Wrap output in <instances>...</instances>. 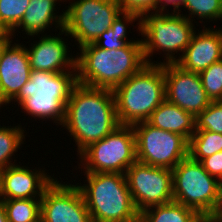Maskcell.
<instances>
[{"label": "cell", "mask_w": 222, "mask_h": 222, "mask_svg": "<svg viewBox=\"0 0 222 222\" xmlns=\"http://www.w3.org/2000/svg\"><path fill=\"white\" fill-rule=\"evenodd\" d=\"M119 126L113 90L75 85L66 104L62 127L75 140L78 155Z\"/></svg>", "instance_id": "cell-1"}, {"label": "cell", "mask_w": 222, "mask_h": 222, "mask_svg": "<svg viewBox=\"0 0 222 222\" xmlns=\"http://www.w3.org/2000/svg\"><path fill=\"white\" fill-rule=\"evenodd\" d=\"M79 50L77 83L90 87L114 90L146 65L142 42L128 43L117 50L102 49L90 43Z\"/></svg>", "instance_id": "cell-2"}, {"label": "cell", "mask_w": 222, "mask_h": 222, "mask_svg": "<svg viewBox=\"0 0 222 222\" xmlns=\"http://www.w3.org/2000/svg\"><path fill=\"white\" fill-rule=\"evenodd\" d=\"M77 84V72L53 73L31 70L30 79L10 101L34 119H54L62 125L67 101Z\"/></svg>", "instance_id": "cell-3"}, {"label": "cell", "mask_w": 222, "mask_h": 222, "mask_svg": "<svg viewBox=\"0 0 222 222\" xmlns=\"http://www.w3.org/2000/svg\"><path fill=\"white\" fill-rule=\"evenodd\" d=\"M120 125L146 122L165 100L163 64H146L114 90Z\"/></svg>", "instance_id": "cell-4"}, {"label": "cell", "mask_w": 222, "mask_h": 222, "mask_svg": "<svg viewBox=\"0 0 222 222\" xmlns=\"http://www.w3.org/2000/svg\"><path fill=\"white\" fill-rule=\"evenodd\" d=\"M80 189L92 222H139L125 174L85 173Z\"/></svg>", "instance_id": "cell-5"}, {"label": "cell", "mask_w": 222, "mask_h": 222, "mask_svg": "<svg viewBox=\"0 0 222 222\" xmlns=\"http://www.w3.org/2000/svg\"><path fill=\"white\" fill-rule=\"evenodd\" d=\"M183 15L174 10L172 14L169 12L166 14L161 10L146 12L141 16V35L144 37L142 48L146 64L176 63L178 58H181L196 31L193 29L192 21ZM159 50L166 55V61L154 63L150 56L152 57L153 53ZM177 52L179 57L174 56ZM180 52H182L181 56Z\"/></svg>", "instance_id": "cell-6"}, {"label": "cell", "mask_w": 222, "mask_h": 222, "mask_svg": "<svg viewBox=\"0 0 222 222\" xmlns=\"http://www.w3.org/2000/svg\"><path fill=\"white\" fill-rule=\"evenodd\" d=\"M173 201L208 219L222 200V183L189 156L172 169Z\"/></svg>", "instance_id": "cell-7"}, {"label": "cell", "mask_w": 222, "mask_h": 222, "mask_svg": "<svg viewBox=\"0 0 222 222\" xmlns=\"http://www.w3.org/2000/svg\"><path fill=\"white\" fill-rule=\"evenodd\" d=\"M79 158L81 166L84 165V173L125 174L137 161L133 127L120 125L112 133L87 147Z\"/></svg>", "instance_id": "cell-8"}, {"label": "cell", "mask_w": 222, "mask_h": 222, "mask_svg": "<svg viewBox=\"0 0 222 222\" xmlns=\"http://www.w3.org/2000/svg\"><path fill=\"white\" fill-rule=\"evenodd\" d=\"M65 10L64 29L79 44L94 43L121 11L116 0H77Z\"/></svg>", "instance_id": "cell-9"}, {"label": "cell", "mask_w": 222, "mask_h": 222, "mask_svg": "<svg viewBox=\"0 0 222 222\" xmlns=\"http://www.w3.org/2000/svg\"><path fill=\"white\" fill-rule=\"evenodd\" d=\"M137 161L173 169L188 157L189 141L180 134L155 128L147 122L132 125Z\"/></svg>", "instance_id": "cell-10"}, {"label": "cell", "mask_w": 222, "mask_h": 222, "mask_svg": "<svg viewBox=\"0 0 222 222\" xmlns=\"http://www.w3.org/2000/svg\"><path fill=\"white\" fill-rule=\"evenodd\" d=\"M136 210L173 201L172 169L134 162L125 173Z\"/></svg>", "instance_id": "cell-11"}, {"label": "cell", "mask_w": 222, "mask_h": 222, "mask_svg": "<svg viewBox=\"0 0 222 222\" xmlns=\"http://www.w3.org/2000/svg\"><path fill=\"white\" fill-rule=\"evenodd\" d=\"M40 222H92L77 184L55 181L41 198Z\"/></svg>", "instance_id": "cell-12"}, {"label": "cell", "mask_w": 222, "mask_h": 222, "mask_svg": "<svg viewBox=\"0 0 222 222\" xmlns=\"http://www.w3.org/2000/svg\"><path fill=\"white\" fill-rule=\"evenodd\" d=\"M165 99L196 117L212 102L202 86L199 73L182 69L176 63L163 64Z\"/></svg>", "instance_id": "cell-13"}, {"label": "cell", "mask_w": 222, "mask_h": 222, "mask_svg": "<svg viewBox=\"0 0 222 222\" xmlns=\"http://www.w3.org/2000/svg\"><path fill=\"white\" fill-rule=\"evenodd\" d=\"M28 168L14 164L0 170V200L42 198L55 179L45 170Z\"/></svg>", "instance_id": "cell-14"}, {"label": "cell", "mask_w": 222, "mask_h": 222, "mask_svg": "<svg viewBox=\"0 0 222 222\" xmlns=\"http://www.w3.org/2000/svg\"><path fill=\"white\" fill-rule=\"evenodd\" d=\"M4 48L0 59V104L6 105L30 79L31 67L25 45L12 44Z\"/></svg>", "instance_id": "cell-15"}, {"label": "cell", "mask_w": 222, "mask_h": 222, "mask_svg": "<svg viewBox=\"0 0 222 222\" xmlns=\"http://www.w3.org/2000/svg\"><path fill=\"white\" fill-rule=\"evenodd\" d=\"M58 36L44 35L33 44L30 49L26 47L31 70H42L53 73L77 72L76 56L70 57L68 45L60 35L67 33L63 28ZM72 71H70V70Z\"/></svg>", "instance_id": "cell-16"}, {"label": "cell", "mask_w": 222, "mask_h": 222, "mask_svg": "<svg viewBox=\"0 0 222 222\" xmlns=\"http://www.w3.org/2000/svg\"><path fill=\"white\" fill-rule=\"evenodd\" d=\"M222 59V31L205 28L192 35L190 44L176 62L182 69L200 73Z\"/></svg>", "instance_id": "cell-17"}, {"label": "cell", "mask_w": 222, "mask_h": 222, "mask_svg": "<svg viewBox=\"0 0 222 222\" xmlns=\"http://www.w3.org/2000/svg\"><path fill=\"white\" fill-rule=\"evenodd\" d=\"M57 1L59 0H30L20 23L9 34L14 37L15 30L22 27V31L26 32L25 34L31 37L39 36L38 33H43L51 24L56 25L55 27L60 30L63 29L65 12L56 15L57 13L54 11H56Z\"/></svg>", "instance_id": "cell-18"}, {"label": "cell", "mask_w": 222, "mask_h": 222, "mask_svg": "<svg viewBox=\"0 0 222 222\" xmlns=\"http://www.w3.org/2000/svg\"><path fill=\"white\" fill-rule=\"evenodd\" d=\"M146 122L155 128L180 134L188 141L195 133V117L166 99Z\"/></svg>", "instance_id": "cell-19"}, {"label": "cell", "mask_w": 222, "mask_h": 222, "mask_svg": "<svg viewBox=\"0 0 222 222\" xmlns=\"http://www.w3.org/2000/svg\"><path fill=\"white\" fill-rule=\"evenodd\" d=\"M139 222H206L197 211L176 201L151 206L139 214Z\"/></svg>", "instance_id": "cell-20"}, {"label": "cell", "mask_w": 222, "mask_h": 222, "mask_svg": "<svg viewBox=\"0 0 222 222\" xmlns=\"http://www.w3.org/2000/svg\"><path fill=\"white\" fill-rule=\"evenodd\" d=\"M123 15V16H121ZM124 18V19H123ZM138 21V30L141 33V16L132 12H120L114 19L111 27L104 31L98 39L94 42L98 47L106 50H117L125 47L128 43L142 42L141 40H126L127 38V24Z\"/></svg>", "instance_id": "cell-21"}, {"label": "cell", "mask_w": 222, "mask_h": 222, "mask_svg": "<svg viewBox=\"0 0 222 222\" xmlns=\"http://www.w3.org/2000/svg\"><path fill=\"white\" fill-rule=\"evenodd\" d=\"M222 151V134L207 130L195 131L189 140L188 156L195 161Z\"/></svg>", "instance_id": "cell-22"}, {"label": "cell", "mask_w": 222, "mask_h": 222, "mask_svg": "<svg viewBox=\"0 0 222 222\" xmlns=\"http://www.w3.org/2000/svg\"><path fill=\"white\" fill-rule=\"evenodd\" d=\"M8 222H40L41 199L2 200Z\"/></svg>", "instance_id": "cell-23"}, {"label": "cell", "mask_w": 222, "mask_h": 222, "mask_svg": "<svg viewBox=\"0 0 222 222\" xmlns=\"http://www.w3.org/2000/svg\"><path fill=\"white\" fill-rule=\"evenodd\" d=\"M21 127L20 125L13 127L10 125V128L9 126L6 128L0 125V170L14 165L11 163V157L24 143L23 139L25 138L24 128Z\"/></svg>", "instance_id": "cell-24"}, {"label": "cell", "mask_w": 222, "mask_h": 222, "mask_svg": "<svg viewBox=\"0 0 222 222\" xmlns=\"http://www.w3.org/2000/svg\"><path fill=\"white\" fill-rule=\"evenodd\" d=\"M184 8L189 10V16L186 14L190 21L193 22L191 18H197L202 22L204 19L220 20L222 18V0H184L182 4ZM193 15V16H192Z\"/></svg>", "instance_id": "cell-25"}, {"label": "cell", "mask_w": 222, "mask_h": 222, "mask_svg": "<svg viewBox=\"0 0 222 222\" xmlns=\"http://www.w3.org/2000/svg\"><path fill=\"white\" fill-rule=\"evenodd\" d=\"M30 0H0V24L10 33L21 21Z\"/></svg>", "instance_id": "cell-26"}, {"label": "cell", "mask_w": 222, "mask_h": 222, "mask_svg": "<svg viewBox=\"0 0 222 222\" xmlns=\"http://www.w3.org/2000/svg\"><path fill=\"white\" fill-rule=\"evenodd\" d=\"M199 76L209 99L222 101V59L200 72Z\"/></svg>", "instance_id": "cell-27"}, {"label": "cell", "mask_w": 222, "mask_h": 222, "mask_svg": "<svg viewBox=\"0 0 222 222\" xmlns=\"http://www.w3.org/2000/svg\"><path fill=\"white\" fill-rule=\"evenodd\" d=\"M207 130L222 134V101H213L195 117V131Z\"/></svg>", "instance_id": "cell-28"}, {"label": "cell", "mask_w": 222, "mask_h": 222, "mask_svg": "<svg viewBox=\"0 0 222 222\" xmlns=\"http://www.w3.org/2000/svg\"><path fill=\"white\" fill-rule=\"evenodd\" d=\"M123 12L142 16L146 12L159 11V0H116Z\"/></svg>", "instance_id": "cell-29"}, {"label": "cell", "mask_w": 222, "mask_h": 222, "mask_svg": "<svg viewBox=\"0 0 222 222\" xmlns=\"http://www.w3.org/2000/svg\"><path fill=\"white\" fill-rule=\"evenodd\" d=\"M200 163L208 174L222 183V151L202 159Z\"/></svg>", "instance_id": "cell-30"}, {"label": "cell", "mask_w": 222, "mask_h": 222, "mask_svg": "<svg viewBox=\"0 0 222 222\" xmlns=\"http://www.w3.org/2000/svg\"><path fill=\"white\" fill-rule=\"evenodd\" d=\"M159 11L161 10H167V5L169 6L170 4L174 8V11L179 13L181 5L184 3V0H159Z\"/></svg>", "instance_id": "cell-31"}, {"label": "cell", "mask_w": 222, "mask_h": 222, "mask_svg": "<svg viewBox=\"0 0 222 222\" xmlns=\"http://www.w3.org/2000/svg\"><path fill=\"white\" fill-rule=\"evenodd\" d=\"M206 222H222V200L216 207L214 213L206 220Z\"/></svg>", "instance_id": "cell-32"}, {"label": "cell", "mask_w": 222, "mask_h": 222, "mask_svg": "<svg viewBox=\"0 0 222 222\" xmlns=\"http://www.w3.org/2000/svg\"><path fill=\"white\" fill-rule=\"evenodd\" d=\"M0 222H8L7 220V215H6V210L3 205L2 200H0Z\"/></svg>", "instance_id": "cell-33"}, {"label": "cell", "mask_w": 222, "mask_h": 222, "mask_svg": "<svg viewBox=\"0 0 222 222\" xmlns=\"http://www.w3.org/2000/svg\"><path fill=\"white\" fill-rule=\"evenodd\" d=\"M12 36L9 34L3 41H0V59L5 46L12 40Z\"/></svg>", "instance_id": "cell-34"}, {"label": "cell", "mask_w": 222, "mask_h": 222, "mask_svg": "<svg viewBox=\"0 0 222 222\" xmlns=\"http://www.w3.org/2000/svg\"><path fill=\"white\" fill-rule=\"evenodd\" d=\"M8 35L7 30L0 24V41H3Z\"/></svg>", "instance_id": "cell-35"}]
</instances>
